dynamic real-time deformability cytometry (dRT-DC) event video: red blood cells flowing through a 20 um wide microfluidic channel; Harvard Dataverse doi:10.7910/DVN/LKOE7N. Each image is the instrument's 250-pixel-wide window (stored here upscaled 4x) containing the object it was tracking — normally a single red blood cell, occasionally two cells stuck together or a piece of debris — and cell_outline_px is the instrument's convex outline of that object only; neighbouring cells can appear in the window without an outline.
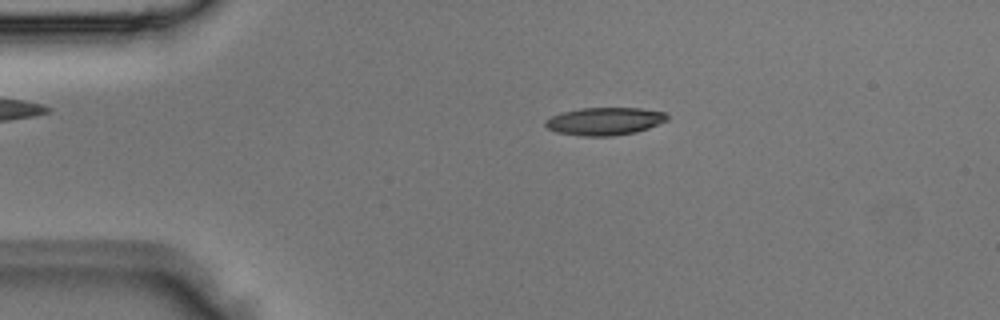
{"species": "Egyptian fruit bat (a non-hibernating species)", "species_latin": "Rousettus aegyptiacus", "temperature_condition": "room temperature", "stored_images_in_passage": 2, "camera_frame_rate_fps": 3000, "um_per_image_px": 0.085, "animal": {"sex": "male"}, "frame": {"image": 1, "passage_image": 2, "time_ms": 0.333, "image_size_px": [1000, 320], "cell_outline_px": [[668, 120], [648, 128], [636, 132], [612, 136], [580, 136], [556, 132], [548, 128], [544, 124], [544, 120], [560, 112], [580, 108], [640, 108], [664, 112], [668, 116]], "centroid_in_image_um": [51.37, 10.3], "position_along_channel_um": 33.6, "area_um2": 19.77}}